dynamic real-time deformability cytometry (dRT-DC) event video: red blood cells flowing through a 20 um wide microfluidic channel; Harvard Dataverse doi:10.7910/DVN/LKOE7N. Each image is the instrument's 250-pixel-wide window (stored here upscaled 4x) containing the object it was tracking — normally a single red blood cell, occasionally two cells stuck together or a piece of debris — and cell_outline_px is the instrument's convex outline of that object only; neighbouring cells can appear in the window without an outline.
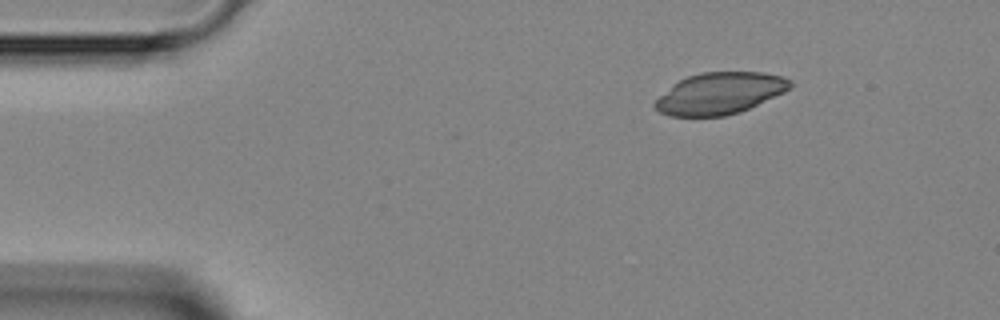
{"species": "Egyptian fruit bat (a non-hibernating species)", "species_latin": "Rousettus aegyptiacus", "temperature_condition": "room temperature", "stored_images_in_passage": 2, "camera_frame_rate_fps": 3000, "um_per_image_px": 0.085, "animal": {"sex": "female"}, "frame": {"image": 1, "passage_image": 1, "time_ms": 0.0, "image_size_px": [1000, 320], "cell_outline_px": [[792, 84], [784, 92], [740, 112], [724, 116], [668, 116], [660, 112], [652, 104], [672, 84], [688, 76], [700, 72], [764, 72], [784, 76], [792, 80]], "centroid_in_image_um": [61.18, 7.93], "position_along_channel_um": 23.8, "area_um2": 32.71}}